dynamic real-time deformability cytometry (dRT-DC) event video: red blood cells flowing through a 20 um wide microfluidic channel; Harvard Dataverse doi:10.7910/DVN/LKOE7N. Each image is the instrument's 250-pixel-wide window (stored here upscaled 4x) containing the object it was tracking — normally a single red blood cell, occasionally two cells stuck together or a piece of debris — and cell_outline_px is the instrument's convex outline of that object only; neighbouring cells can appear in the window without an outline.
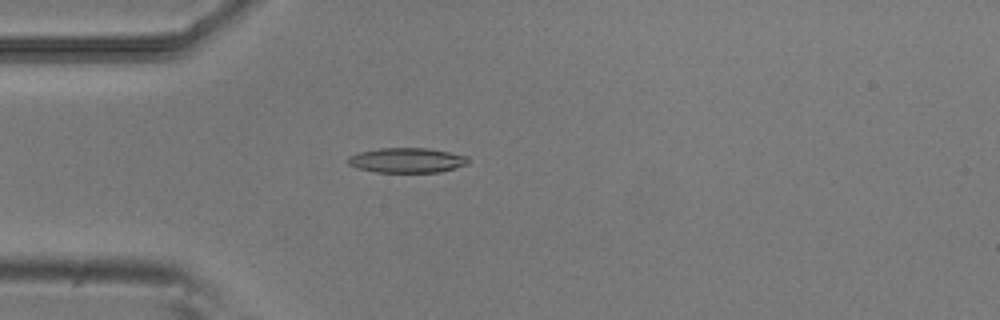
{"species": "common noctule bat (a hibernating species)", "species_latin": "Nyctalus noctula", "temperature_condition": "room temperature", "stored_images_in_passage": 39, "camera_frame_rate_fps": 3000, "um_per_image_px": 0.085, "animal": {"sex": "male", "body_mass_g": 20.5, "forearm_length_mm": 52.5}, "frame": {"image": 1, "passage_image": 1, "time_ms": 0.0, "image_size_px": [1000, 320], "cell_outline_px": [[468, 164], [456, 168], [440, 172], [376, 172], [356, 168], [348, 164], [344, 160], [348, 156], [360, 152], [380, 148], [428, 148], [468, 156]], "centroid_in_image_um": [34.55, 13.63], "position_along_channel_um": 50.4, "area_um2": 17.57}}
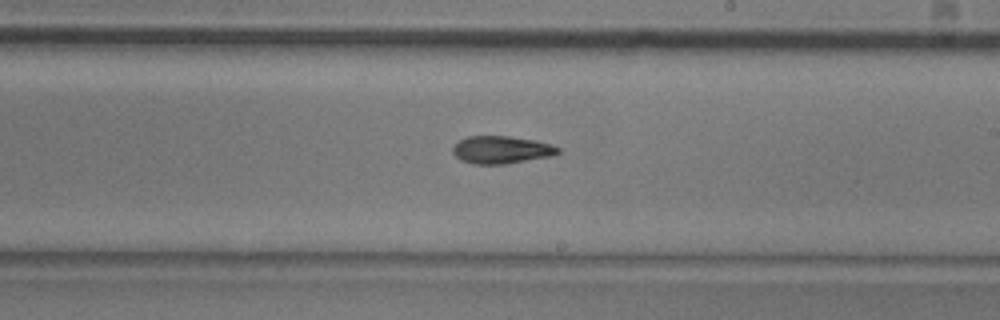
{"frame": {"image": 2, "passage_image": 17, "time_ms": 5.333, "image_size_px": [1000, 320], "cell_outline_px": [[560, 152], [552, 156], [504, 164], [472, 164], [460, 160], [452, 152], [452, 148], [460, 140], [468, 136], [508, 136], [536, 140], [552, 144], [560, 148]], "centroid_in_image_um": [42.63, 12.73], "position_along_channel_um": 246.4, "area_um2": 16.99}}
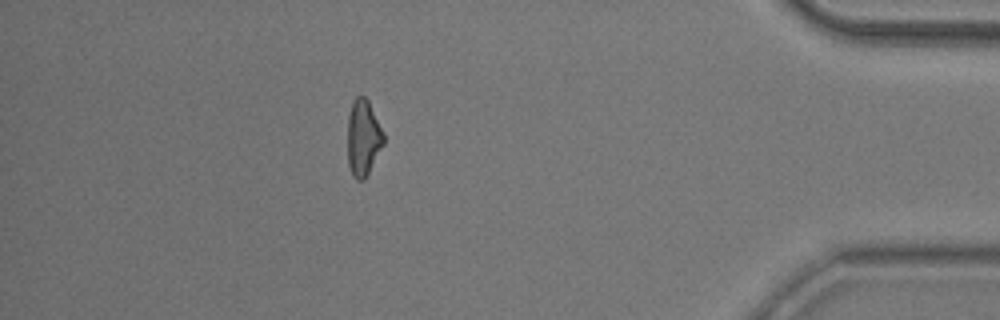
{"frame": {"image": 3, "passage_image": 33, "time_ms": 10.667, "image_size_px": [1000, 320], "cell_outline_px": [[384, 144], [364, 180], [356, 180], [352, 176], [348, 164], [348, 116], [352, 100], [356, 96], [364, 96], [368, 100], [384, 132]], "centroid_in_image_um": [30.87, 11.7], "position_along_channel_um": 404.3, "area_um2": 16.13}, "authors_computed_cell_mechanics": {"area_um2": 16.8198, "velocity_mm_per_s": 3.827, "shape_relaxation_time_tau1_ms": 5.3338, "shape_relaxation_time_tau2_ms": 6.6434, "deformation_change_tau1": 0.1636, "deformation_change_tau2": 0.157}}